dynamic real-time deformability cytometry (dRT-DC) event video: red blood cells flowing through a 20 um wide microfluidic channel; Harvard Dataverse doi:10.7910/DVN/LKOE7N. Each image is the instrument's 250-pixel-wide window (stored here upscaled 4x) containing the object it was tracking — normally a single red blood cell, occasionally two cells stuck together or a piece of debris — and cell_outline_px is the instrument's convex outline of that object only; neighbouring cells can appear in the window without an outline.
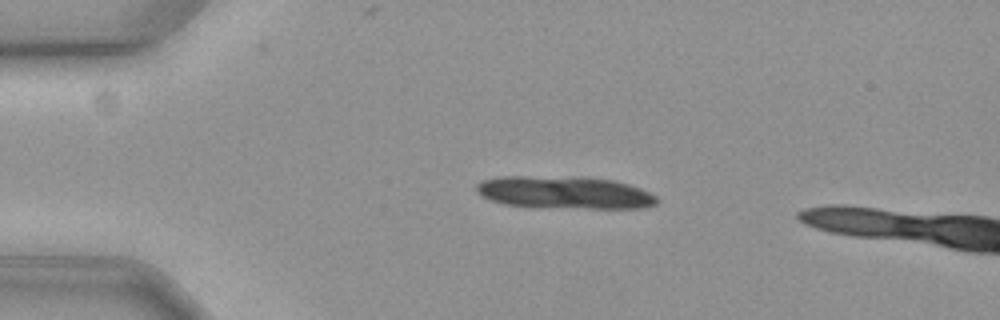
{"species": "common noctule bat (a hibernating species)", "species_latin": "Nyctalus noctula", "temperature_condition": "cold", "stored_images_in_passage": 17, "camera_frame_rate_fps": 3000, "um_per_image_px": 0.085, "animal": {"sex": "female", "body_mass_g": 19.3, "forearm_length_mm": 54.1}, "frame": {"image": 1, "passage_image": 12, "time_ms": 3.667, "image_size_px": [1000, 320], "cell_outline_px": [[660, 200], [656, 204], [644, 208], [588, 208], [504, 204], [492, 200], [476, 192], [476, 184], [484, 180], [496, 176], [588, 176], [612, 180], [628, 184], [640, 188], [656, 196]], "centroid_in_image_um": [48.03, 16.33], "position_along_channel_um": 37.0, "area_um2": 34.16}}